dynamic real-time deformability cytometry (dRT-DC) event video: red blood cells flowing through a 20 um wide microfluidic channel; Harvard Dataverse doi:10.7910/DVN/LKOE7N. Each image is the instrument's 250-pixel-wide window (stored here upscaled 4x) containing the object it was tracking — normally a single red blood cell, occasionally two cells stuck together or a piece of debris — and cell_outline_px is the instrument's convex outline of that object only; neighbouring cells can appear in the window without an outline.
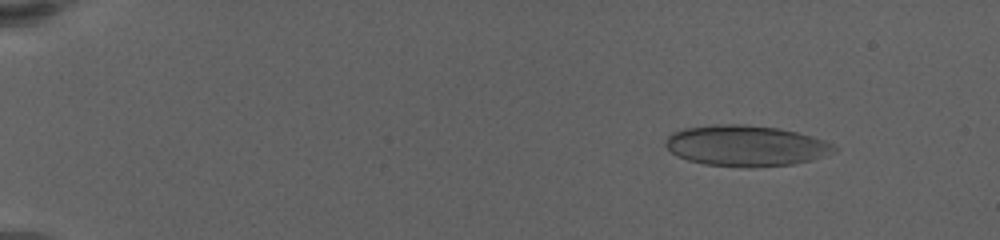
{"species": "human", "species_latin": "Homo sapiens", "temperature_condition": "warm", "stored_images_in_passage": 42, "camera_frame_rate_fps": 3000, "um_per_image_px": 0.085, "donor": {"sex": "female"}, "frame": {"image": 1, "passage_image": 15, "time_ms": 2.667, "image_size_px": [1000, 240], "cell_outline_px": [[836, 152], [812, 160], [792, 164], [752, 168], [704, 164], [688, 160], [676, 156], [664, 144], [664, 140], [672, 132], [684, 128], [716, 124], [744, 124], [776, 128], [796, 132], [824, 140], [832, 144], [836, 148]], "centroid_in_image_um": [63.37, 12.39], "position_along_channel_um": 21.6, "area_um2": 40.23}}
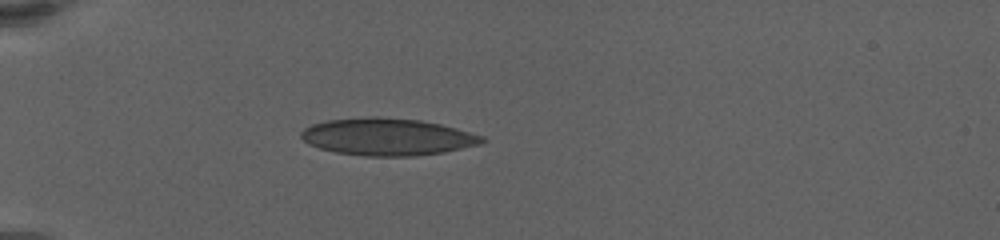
{"frame": {"image": 2, "passage_image": 37, "time_ms": 6.667, "image_size_px": [1000, 240], "cell_outline_px": [[488, 140], [480, 144], [444, 152], [412, 156], [364, 156], [336, 152], [320, 148], [308, 144], [300, 136], [300, 132], [304, 128], [312, 124], [328, 120], [372, 116], [376, 116], [420, 120], [440, 124], [456, 128], [484, 136]], "centroid_in_image_um": [32.93, 11.63], "position_along_channel_um": 52.1, "area_um2": 39.25}}